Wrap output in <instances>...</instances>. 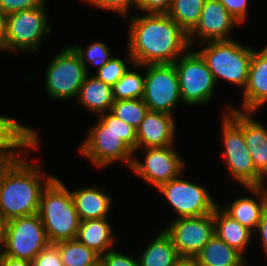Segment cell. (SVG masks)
<instances>
[{"label":"cell","instance_id":"6da1fadb","mask_svg":"<svg viewBox=\"0 0 267 266\" xmlns=\"http://www.w3.org/2000/svg\"><path fill=\"white\" fill-rule=\"evenodd\" d=\"M127 18L126 50L134 63L172 64L191 48L188 34L168 14H142Z\"/></svg>","mask_w":267,"mask_h":266},{"label":"cell","instance_id":"7a4b0ae2","mask_svg":"<svg viewBox=\"0 0 267 266\" xmlns=\"http://www.w3.org/2000/svg\"><path fill=\"white\" fill-rule=\"evenodd\" d=\"M28 154L0 172V214L7 221L37 214L42 191L55 177L44 173V165L29 161Z\"/></svg>","mask_w":267,"mask_h":266},{"label":"cell","instance_id":"3957f363","mask_svg":"<svg viewBox=\"0 0 267 266\" xmlns=\"http://www.w3.org/2000/svg\"><path fill=\"white\" fill-rule=\"evenodd\" d=\"M97 121L83 139L79 153L96 168L120 161L130 170L136 150V129L110 111L98 115Z\"/></svg>","mask_w":267,"mask_h":266},{"label":"cell","instance_id":"277c9868","mask_svg":"<svg viewBox=\"0 0 267 266\" xmlns=\"http://www.w3.org/2000/svg\"><path fill=\"white\" fill-rule=\"evenodd\" d=\"M38 214L50 243L76 239L81 221L71 191L57 176L43 189Z\"/></svg>","mask_w":267,"mask_h":266},{"label":"cell","instance_id":"5b68a950","mask_svg":"<svg viewBox=\"0 0 267 266\" xmlns=\"http://www.w3.org/2000/svg\"><path fill=\"white\" fill-rule=\"evenodd\" d=\"M198 46L201 49L197 51L205 60L217 85L218 80L223 79L244 90L254 50L251 46L242 45L234 39L209 41Z\"/></svg>","mask_w":267,"mask_h":266},{"label":"cell","instance_id":"8992f818","mask_svg":"<svg viewBox=\"0 0 267 266\" xmlns=\"http://www.w3.org/2000/svg\"><path fill=\"white\" fill-rule=\"evenodd\" d=\"M46 11L45 5L6 15L5 52H39L48 33H52Z\"/></svg>","mask_w":267,"mask_h":266},{"label":"cell","instance_id":"52a82bcc","mask_svg":"<svg viewBox=\"0 0 267 266\" xmlns=\"http://www.w3.org/2000/svg\"><path fill=\"white\" fill-rule=\"evenodd\" d=\"M190 49L174 62L180 96L187 106L205 105L213 98L218 86L200 53Z\"/></svg>","mask_w":267,"mask_h":266},{"label":"cell","instance_id":"ba28073f","mask_svg":"<svg viewBox=\"0 0 267 266\" xmlns=\"http://www.w3.org/2000/svg\"><path fill=\"white\" fill-rule=\"evenodd\" d=\"M45 90L54 100L78 98L87 77L86 67L72 46L63 48L46 67Z\"/></svg>","mask_w":267,"mask_h":266},{"label":"cell","instance_id":"9c48e42d","mask_svg":"<svg viewBox=\"0 0 267 266\" xmlns=\"http://www.w3.org/2000/svg\"><path fill=\"white\" fill-rule=\"evenodd\" d=\"M223 114H221L220 121L224 148L222 157H224L230 176L244 187L267 185L255 170L246 147L243 130L227 114L224 112Z\"/></svg>","mask_w":267,"mask_h":266},{"label":"cell","instance_id":"30bf717a","mask_svg":"<svg viewBox=\"0 0 267 266\" xmlns=\"http://www.w3.org/2000/svg\"><path fill=\"white\" fill-rule=\"evenodd\" d=\"M178 177L160 185L157 189L173 208L177 218L203 216L213 213L219 205L205 185ZM178 216V217H177Z\"/></svg>","mask_w":267,"mask_h":266},{"label":"cell","instance_id":"8fae6325","mask_svg":"<svg viewBox=\"0 0 267 266\" xmlns=\"http://www.w3.org/2000/svg\"><path fill=\"white\" fill-rule=\"evenodd\" d=\"M141 69L145 70L142 99L148 110L174 115L175 108L182 102L174 63L141 65Z\"/></svg>","mask_w":267,"mask_h":266},{"label":"cell","instance_id":"7c38bea8","mask_svg":"<svg viewBox=\"0 0 267 266\" xmlns=\"http://www.w3.org/2000/svg\"><path fill=\"white\" fill-rule=\"evenodd\" d=\"M140 150L143 152V160L136 157ZM185 166V160L179 155L175 145H170L136 149L130 171L157 189L183 174Z\"/></svg>","mask_w":267,"mask_h":266},{"label":"cell","instance_id":"4fadbf2b","mask_svg":"<svg viewBox=\"0 0 267 266\" xmlns=\"http://www.w3.org/2000/svg\"><path fill=\"white\" fill-rule=\"evenodd\" d=\"M49 244L38 213L8 221L4 255L32 261Z\"/></svg>","mask_w":267,"mask_h":266},{"label":"cell","instance_id":"5bb4252c","mask_svg":"<svg viewBox=\"0 0 267 266\" xmlns=\"http://www.w3.org/2000/svg\"><path fill=\"white\" fill-rule=\"evenodd\" d=\"M182 259L193 260L214 235L213 213L172 218L163 228Z\"/></svg>","mask_w":267,"mask_h":266},{"label":"cell","instance_id":"9a60e30c","mask_svg":"<svg viewBox=\"0 0 267 266\" xmlns=\"http://www.w3.org/2000/svg\"><path fill=\"white\" fill-rule=\"evenodd\" d=\"M237 25L241 24L218 0H205L199 22L188 34L189 44L193 47L195 43L198 45L209 41L229 40L232 38L230 34L233 27Z\"/></svg>","mask_w":267,"mask_h":266},{"label":"cell","instance_id":"2e32d148","mask_svg":"<svg viewBox=\"0 0 267 266\" xmlns=\"http://www.w3.org/2000/svg\"><path fill=\"white\" fill-rule=\"evenodd\" d=\"M39 133L13 117L0 114V156L8 163L20 159L41 144Z\"/></svg>","mask_w":267,"mask_h":266},{"label":"cell","instance_id":"e0dca14e","mask_svg":"<svg viewBox=\"0 0 267 266\" xmlns=\"http://www.w3.org/2000/svg\"><path fill=\"white\" fill-rule=\"evenodd\" d=\"M224 112L243 130L255 170L267 181V127L253 118L254 112L237 111L231 105Z\"/></svg>","mask_w":267,"mask_h":266},{"label":"cell","instance_id":"ac0fdd59","mask_svg":"<svg viewBox=\"0 0 267 266\" xmlns=\"http://www.w3.org/2000/svg\"><path fill=\"white\" fill-rule=\"evenodd\" d=\"M242 96V108L231 106L232 109L257 113L267 104V44L263 49L253 50L248 80Z\"/></svg>","mask_w":267,"mask_h":266},{"label":"cell","instance_id":"d6986e66","mask_svg":"<svg viewBox=\"0 0 267 266\" xmlns=\"http://www.w3.org/2000/svg\"><path fill=\"white\" fill-rule=\"evenodd\" d=\"M175 122L171 114L148 110L136 129V149L174 145L177 132Z\"/></svg>","mask_w":267,"mask_h":266},{"label":"cell","instance_id":"ffe728a7","mask_svg":"<svg viewBox=\"0 0 267 266\" xmlns=\"http://www.w3.org/2000/svg\"><path fill=\"white\" fill-rule=\"evenodd\" d=\"M267 185L244 187L253 197H239L222 209L231 218L238 221L253 233L256 230L264 209L267 207ZM256 197V198H255Z\"/></svg>","mask_w":267,"mask_h":266},{"label":"cell","instance_id":"44dd1931","mask_svg":"<svg viewBox=\"0 0 267 266\" xmlns=\"http://www.w3.org/2000/svg\"><path fill=\"white\" fill-rule=\"evenodd\" d=\"M74 206L80 221L108 218L112 197L105 188L92 185L71 191Z\"/></svg>","mask_w":267,"mask_h":266},{"label":"cell","instance_id":"7402d4cb","mask_svg":"<svg viewBox=\"0 0 267 266\" xmlns=\"http://www.w3.org/2000/svg\"><path fill=\"white\" fill-rule=\"evenodd\" d=\"M218 205L213 212L214 234L245 256L253 232L226 214Z\"/></svg>","mask_w":267,"mask_h":266},{"label":"cell","instance_id":"603a6c76","mask_svg":"<svg viewBox=\"0 0 267 266\" xmlns=\"http://www.w3.org/2000/svg\"><path fill=\"white\" fill-rule=\"evenodd\" d=\"M110 224L107 218L83 220L76 239L102 256L114 247L115 237Z\"/></svg>","mask_w":267,"mask_h":266},{"label":"cell","instance_id":"cb8c5ba5","mask_svg":"<svg viewBox=\"0 0 267 266\" xmlns=\"http://www.w3.org/2000/svg\"><path fill=\"white\" fill-rule=\"evenodd\" d=\"M76 100L84 109L87 108L98 116L111 111L114 103L112 87L100 81L95 75L88 74Z\"/></svg>","mask_w":267,"mask_h":266},{"label":"cell","instance_id":"d4e9b609","mask_svg":"<svg viewBox=\"0 0 267 266\" xmlns=\"http://www.w3.org/2000/svg\"><path fill=\"white\" fill-rule=\"evenodd\" d=\"M198 266H249V261L215 234L193 259Z\"/></svg>","mask_w":267,"mask_h":266},{"label":"cell","instance_id":"484cf974","mask_svg":"<svg viewBox=\"0 0 267 266\" xmlns=\"http://www.w3.org/2000/svg\"><path fill=\"white\" fill-rule=\"evenodd\" d=\"M152 240L140 252V266H177L181 262L182 258L163 229Z\"/></svg>","mask_w":267,"mask_h":266},{"label":"cell","instance_id":"4316f807","mask_svg":"<svg viewBox=\"0 0 267 266\" xmlns=\"http://www.w3.org/2000/svg\"><path fill=\"white\" fill-rule=\"evenodd\" d=\"M131 68V69H130ZM141 64L133 63L125 74L112 86L114 100L142 99L145 74L138 73Z\"/></svg>","mask_w":267,"mask_h":266},{"label":"cell","instance_id":"83f0119b","mask_svg":"<svg viewBox=\"0 0 267 266\" xmlns=\"http://www.w3.org/2000/svg\"><path fill=\"white\" fill-rule=\"evenodd\" d=\"M54 244L59 250L64 266H89L100 258L98 253L77 239L62 240Z\"/></svg>","mask_w":267,"mask_h":266},{"label":"cell","instance_id":"f1b7e54d","mask_svg":"<svg viewBox=\"0 0 267 266\" xmlns=\"http://www.w3.org/2000/svg\"><path fill=\"white\" fill-rule=\"evenodd\" d=\"M205 0H174L168 15L189 34L198 24Z\"/></svg>","mask_w":267,"mask_h":266},{"label":"cell","instance_id":"f546056e","mask_svg":"<svg viewBox=\"0 0 267 266\" xmlns=\"http://www.w3.org/2000/svg\"><path fill=\"white\" fill-rule=\"evenodd\" d=\"M110 112L137 129L148 112V107L143 99L114 100Z\"/></svg>","mask_w":267,"mask_h":266},{"label":"cell","instance_id":"4dcf8cb0","mask_svg":"<svg viewBox=\"0 0 267 266\" xmlns=\"http://www.w3.org/2000/svg\"><path fill=\"white\" fill-rule=\"evenodd\" d=\"M74 50L79 54L82 63L86 67L87 73H90L89 64L95 66L98 71L102 66H104L113 55L105 42L95 41L90 43L86 49L81 45H72Z\"/></svg>","mask_w":267,"mask_h":266},{"label":"cell","instance_id":"1f68e13d","mask_svg":"<svg viewBox=\"0 0 267 266\" xmlns=\"http://www.w3.org/2000/svg\"><path fill=\"white\" fill-rule=\"evenodd\" d=\"M126 53V60L121 57L112 56V58L93 75L112 87L134 63L128 50Z\"/></svg>","mask_w":267,"mask_h":266},{"label":"cell","instance_id":"d6a6232c","mask_svg":"<svg viewBox=\"0 0 267 266\" xmlns=\"http://www.w3.org/2000/svg\"><path fill=\"white\" fill-rule=\"evenodd\" d=\"M89 6L94 7V9L102 11H112V13H117L123 18L130 16V11L132 7L137 10L138 0H85Z\"/></svg>","mask_w":267,"mask_h":266},{"label":"cell","instance_id":"836d02e7","mask_svg":"<svg viewBox=\"0 0 267 266\" xmlns=\"http://www.w3.org/2000/svg\"><path fill=\"white\" fill-rule=\"evenodd\" d=\"M32 266H64L59 250L54 243H50L31 261Z\"/></svg>","mask_w":267,"mask_h":266},{"label":"cell","instance_id":"e575fe53","mask_svg":"<svg viewBox=\"0 0 267 266\" xmlns=\"http://www.w3.org/2000/svg\"><path fill=\"white\" fill-rule=\"evenodd\" d=\"M45 5L46 0H0V10L5 15Z\"/></svg>","mask_w":267,"mask_h":266},{"label":"cell","instance_id":"d590c367","mask_svg":"<svg viewBox=\"0 0 267 266\" xmlns=\"http://www.w3.org/2000/svg\"><path fill=\"white\" fill-rule=\"evenodd\" d=\"M230 15L237 20L241 25L244 24L248 18L247 12L249 0H218Z\"/></svg>","mask_w":267,"mask_h":266},{"label":"cell","instance_id":"8d00e7d4","mask_svg":"<svg viewBox=\"0 0 267 266\" xmlns=\"http://www.w3.org/2000/svg\"><path fill=\"white\" fill-rule=\"evenodd\" d=\"M100 257L105 261L106 266H140L138 258L134 259L132 255L123 254L114 248Z\"/></svg>","mask_w":267,"mask_h":266},{"label":"cell","instance_id":"74e56055","mask_svg":"<svg viewBox=\"0 0 267 266\" xmlns=\"http://www.w3.org/2000/svg\"><path fill=\"white\" fill-rule=\"evenodd\" d=\"M171 0H138L137 10L144 14H168Z\"/></svg>","mask_w":267,"mask_h":266},{"label":"cell","instance_id":"f35d334b","mask_svg":"<svg viewBox=\"0 0 267 266\" xmlns=\"http://www.w3.org/2000/svg\"><path fill=\"white\" fill-rule=\"evenodd\" d=\"M255 232H258V236L260 239V245H262V250H264L265 256H267V207L264 209L261 219L258 223L256 230L253 233V237H255Z\"/></svg>","mask_w":267,"mask_h":266},{"label":"cell","instance_id":"ab89813d","mask_svg":"<svg viewBox=\"0 0 267 266\" xmlns=\"http://www.w3.org/2000/svg\"><path fill=\"white\" fill-rule=\"evenodd\" d=\"M0 266H32V263L26 259H16L3 255L0 258Z\"/></svg>","mask_w":267,"mask_h":266},{"label":"cell","instance_id":"60d3db41","mask_svg":"<svg viewBox=\"0 0 267 266\" xmlns=\"http://www.w3.org/2000/svg\"><path fill=\"white\" fill-rule=\"evenodd\" d=\"M7 223L8 221L0 214V258L5 253Z\"/></svg>","mask_w":267,"mask_h":266},{"label":"cell","instance_id":"b9f144b4","mask_svg":"<svg viewBox=\"0 0 267 266\" xmlns=\"http://www.w3.org/2000/svg\"><path fill=\"white\" fill-rule=\"evenodd\" d=\"M6 15L0 10V50L5 51Z\"/></svg>","mask_w":267,"mask_h":266},{"label":"cell","instance_id":"7bdbcfd3","mask_svg":"<svg viewBox=\"0 0 267 266\" xmlns=\"http://www.w3.org/2000/svg\"><path fill=\"white\" fill-rule=\"evenodd\" d=\"M177 266H198V264L194 260L182 259Z\"/></svg>","mask_w":267,"mask_h":266},{"label":"cell","instance_id":"ee69618b","mask_svg":"<svg viewBox=\"0 0 267 266\" xmlns=\"http://www.w3.org/2000/svg\"><path fill=\"white\" fill-rule=\"evenodd\" d=\"M89 266H106L105 261L100 257Z\"/></svg>","mask_w":267,"mask_h":266},{"label":"cell","instance_id":"f6af8a7d","mask_svg":"<svg viewBox=\"0 0 267 266\" xmlns=\"http://www.w3.org/2000/svg\"><path fill=\"white\" fill-rule=\"evenodd\" d=\"M7 162L0 156V172L5 167Z\"/></svg>","mask_w":267,"mask_h":266}]
</instances>
